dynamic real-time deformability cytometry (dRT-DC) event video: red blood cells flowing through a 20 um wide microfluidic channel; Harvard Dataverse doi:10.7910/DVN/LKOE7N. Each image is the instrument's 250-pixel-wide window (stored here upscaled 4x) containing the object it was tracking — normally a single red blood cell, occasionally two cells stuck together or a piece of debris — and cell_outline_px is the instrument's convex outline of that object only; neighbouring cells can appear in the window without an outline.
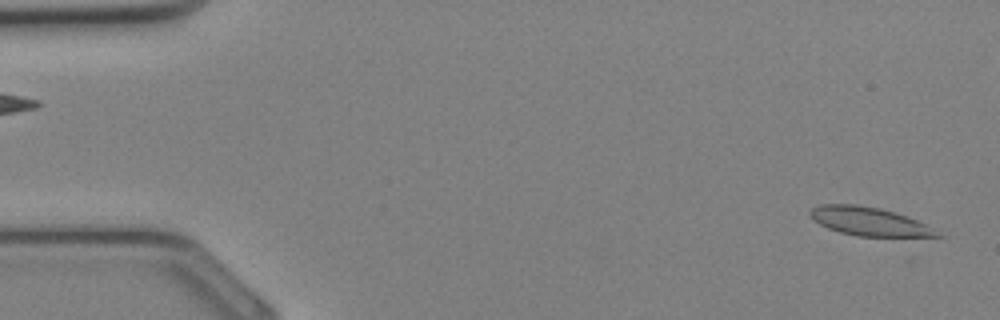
{"species": "Egyptian fruit bat (a non-hibernating species)", "species_latin": "Rousettus aegyptiacus", "temperature_condition": "cold", "stored_images_in_passage": 33, "camera_frame_rate_fps": 3000, "um_per_image_px": 0.085, "animal": {"sex": "female"}, "frame": {"image": 1, "passage_image": 1, "time_ms": 0.0, "image_size_px": [1000, 320], "cell_outline_px": [[944, 236], [856, 236], [840, 232], [828, 228], [820, 224], [808, 212], [812, 208], [820, 204], [856, 204], [880, 208], [908, 216], [924, 224]], "centroid_in_image_um": [73.84, 18.81], "position_along_channel_um": 11.2, "area_um2": 20.69}}
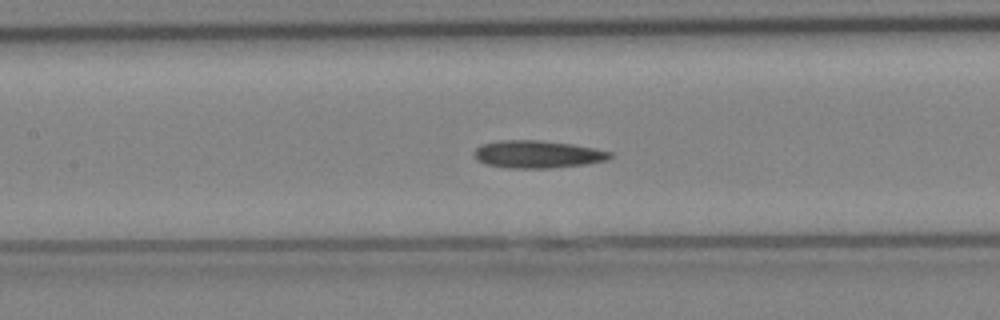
{"frame": {"image": 2, "passage_image": 15, "time_ms": 4.667, "image_size_px": [1000, 320], "cell_outline_px": [[616, 156], [608, 160], [584, 164], [552, 168], [508, 168], [488, 164], [476, 160], [472, 156], [472, 152], [480, 144], [500, 140], [540, 140], [572, 144], [612, 152]], "centroid_in_image_um": [45.67, 13.11], "position_along_channel_um": 161.7, "area_um2": 22.02}}
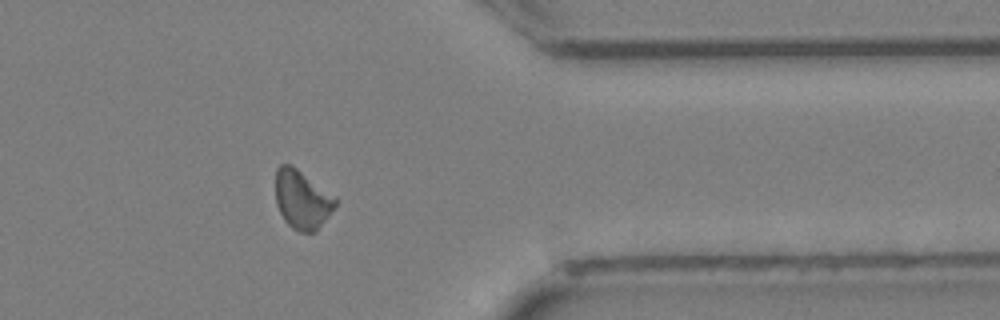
{"frame": {"image": 3, "passage_image": 27, "time_ms": 8.667, "image_size_px": [1000, 320], "cell_outline_px": [[336, 204], [328, 216], [316, 232], [300, 232], [292, 228], [284, 220], [276, 204], [276, 168], [280, 164], [292, 164], [336, 196]], "centroid_in_image_um": [25.67, 16.94], "position_along_channel_um": 385.7, "area_um2": 20.63}}